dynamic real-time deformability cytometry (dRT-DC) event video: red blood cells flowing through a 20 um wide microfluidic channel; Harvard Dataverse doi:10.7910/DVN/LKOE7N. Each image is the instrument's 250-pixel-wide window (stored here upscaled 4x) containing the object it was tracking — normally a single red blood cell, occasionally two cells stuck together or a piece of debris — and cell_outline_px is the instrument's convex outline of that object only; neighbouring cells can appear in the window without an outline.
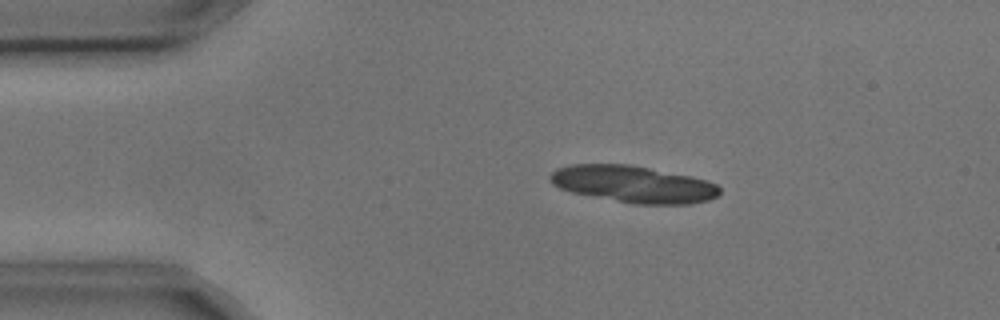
{"species": "common noctule bat (a hibernating species)", "species_latin": "Nyctalus noctula", "temperature_condition": "cold", "stored_images_in_passage": 9, "segment_of_instrument_passage": [1, 2], "camera_frame_rate_fps": 3000, "um_per_image_px": 0.085, "animal": {"sex": "male", "body_mass_g": 17.9, "forearm_length_mm": 54.2}, "frame": {"image": 1, "passage_image": 2, "time_ms": 0.333, "image_size_px": [1000, 320], "cell_outline_px": [[720, 196], [708, 200], [692, 204], [636, 204], [572, 192], [560, 188], [552, 184], [548, 180], [548, 176], [556, 168], [572, 164], [632, 164], [692, 176], [708, 180], [716, 184], [720, 188]], "centroid_in_image_um": [53.86, 15.64], "position_along_channel_um": 31.1, "area_um2": 36.7}}